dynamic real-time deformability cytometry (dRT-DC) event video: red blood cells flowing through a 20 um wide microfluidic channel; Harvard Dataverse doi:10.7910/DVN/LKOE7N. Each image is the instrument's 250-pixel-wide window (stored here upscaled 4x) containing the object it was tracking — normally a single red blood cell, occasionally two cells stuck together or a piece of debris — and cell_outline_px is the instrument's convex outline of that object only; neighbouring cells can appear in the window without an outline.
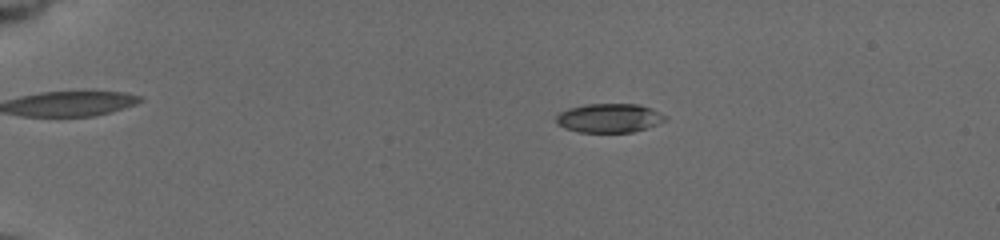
{"species": "common noctule bat (a hibernating species)", "species_latin": "Nyctalus noctula", "temperature_condition": "cold", "stored_images_in_passage": 58, "camera_frame_rate_fps": 3000, "um_per_image_px": 0.085, "animal": {"sex": "female", "body_mass_g": 19.5, "forearm_length_mm": 54.1}, "frame": {"image": 1, "passage_image": 14, "time_ms": 4.333, "image_size_px": [1000, 240], "cell_outline_px": [[668, 120], [648, 128], [632, 132], [580, 132], [564, 128], [556, 124], [556, 116], [560, 112], [568, 108], [584, 104], [640, 104], [652, 108], [668, 116]], "centroid_in_image_um": [51.82, 10.03], "position_along_channel_um": 33.2, "area_um2": 18.73}}
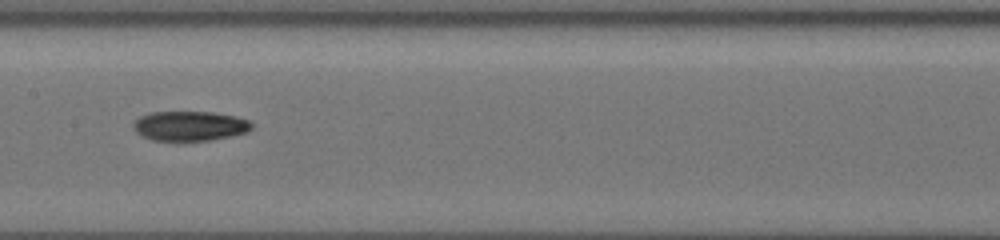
{"frame": {"image": 2, "passage_image": 33, "time_ms": 10.667, "image_size_px": [1000, 240], "cell_outline_px": [[252, 128], [248, 132], [232, 136], [184, 144], [180, 144], [152, 140], [140, 136], [132, 128], [132, 124], [140, 116], [152, 112], [212, 112], [236, 116], [248, 120], [252, 124]], "centroid_in_image_um": [16.09, 10.76], "position_along_channel_um": 191.3, "area_um2": 21.39}}
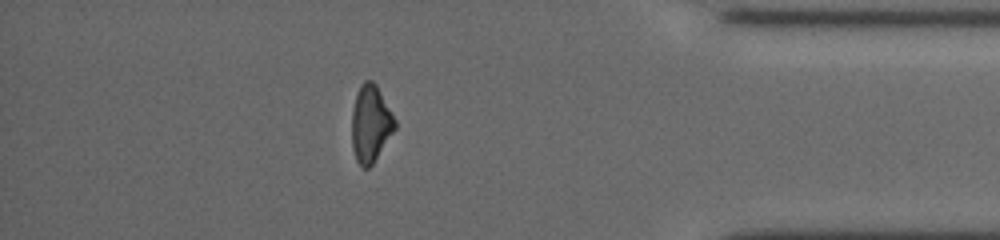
{"frame": {"image": 3, "passage_image": 52, "time_ms": 17.0, "image_size_px": [1000, 240], "cell_outline_px": [[396, 128], [372, 164], [368, 168], [364, 168], [356, 160], [352, 148], [352, 108], [360, 84], [364, 80], [372, 80], [376, 84], [396, 120]], "centroid_in_image_um": [31.49, 10.5], "position_along_channel_um": 403.7, "area_um2": 19.25}, "authors_computed_cell_mechanics": {"area_um2": 19.652, "velocity_mm_per_s": 3.7674, "shape_relaxation_time_tau1_ms": null, "shape_relaxation_time_tau2_ms": 7.4787, "deformation_change_tau1": null, "deformation_change_tau2": 0.1361}}